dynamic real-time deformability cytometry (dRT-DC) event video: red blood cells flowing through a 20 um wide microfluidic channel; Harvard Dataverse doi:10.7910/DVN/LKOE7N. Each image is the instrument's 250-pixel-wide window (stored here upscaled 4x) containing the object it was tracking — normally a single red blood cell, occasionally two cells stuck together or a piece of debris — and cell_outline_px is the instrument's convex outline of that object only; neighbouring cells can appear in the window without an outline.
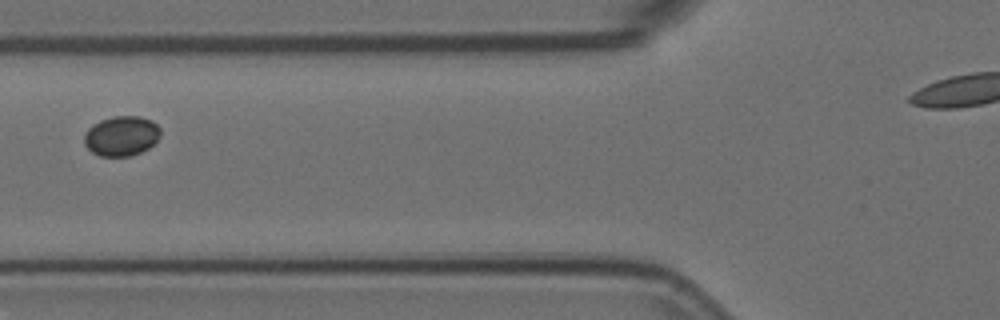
{"species": "Egyptian fruit bat (a non-hibernating species)", "species_latin": "Rousettus aegyptiacus", "temperature_condition": "room temperature", "stored_images_in_passage": 4, "camera_frame_rate_fps": 3000, "um_per_image_px": 0.085, "animal": {"sex": "female"}, "frame": {"image": 1, "passage_image": 2, "time_ms": 0.333, "image_size_px": [1000, 320], "cell_outline_px": [[160, 136], [148, 148], [132, 156], [100, 156], [92, 152], [84, 144], [84, 136], [88, 128], [92, 124], [100, 120], [112, 116], [140, 116], [152, 120], [160, 128]], "centroid_in_image_um": [10.31, 11.54], "position_along_channel_um": 115.5, "area_um2": 17.8}}
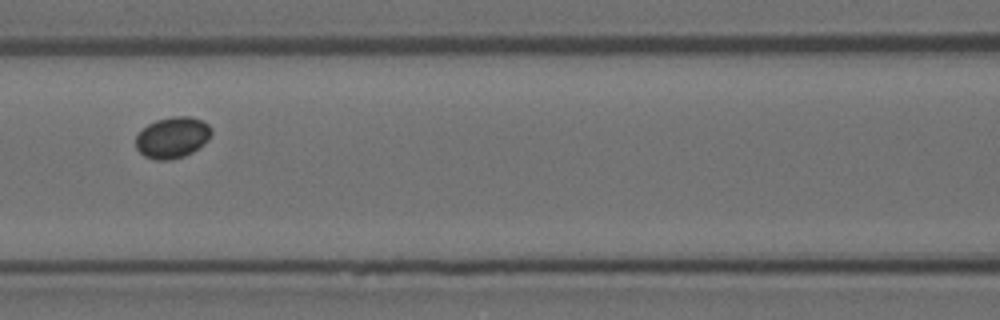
{"frame": {"image": 2, "passage_image": 3, "time_ms": 0.667, "image_size_px": [1000, 320], "cell_outline_px": [[212, 132], [208, 140], [204, 144], [192, 152], [184, 156], [172, 160], [156, 160], [144, 156], [136, 148], [136, 136], [148, 124], [156, 120], [172, 116], [188, 116], [200, 120], [208, 124], [212, 128]], "centroid_in_image_um": [14.66, 11.69], "position_along_channel_um": 151.9, "area_um2": 18.15}}
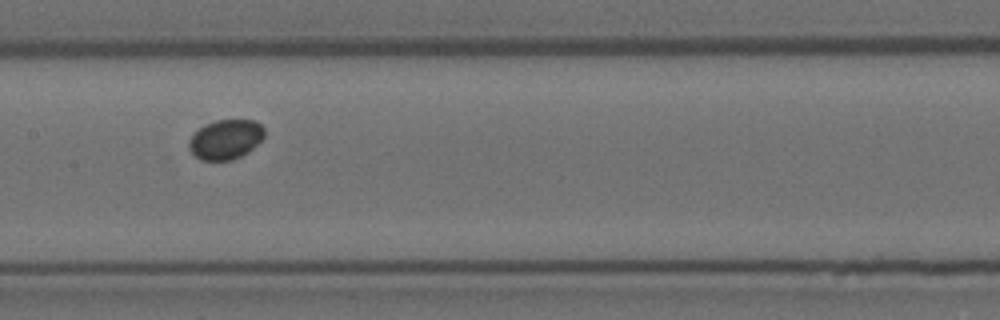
{"frame": {"image": 3, "passage_image": 4, "time_ms": 1.0, "image_size_px": [1000, 320], "cell_outline_px": [[264, 136], [248, 152], [232, 160], [200, 160], [188, 148], [188, 140], [200, 128], [216, 120], [256, 120], [264, 128]], "centroid_in_image_um": [19.18, 11.85], "position_along_channel_um": 188.2, "area_um2": 17.22}}